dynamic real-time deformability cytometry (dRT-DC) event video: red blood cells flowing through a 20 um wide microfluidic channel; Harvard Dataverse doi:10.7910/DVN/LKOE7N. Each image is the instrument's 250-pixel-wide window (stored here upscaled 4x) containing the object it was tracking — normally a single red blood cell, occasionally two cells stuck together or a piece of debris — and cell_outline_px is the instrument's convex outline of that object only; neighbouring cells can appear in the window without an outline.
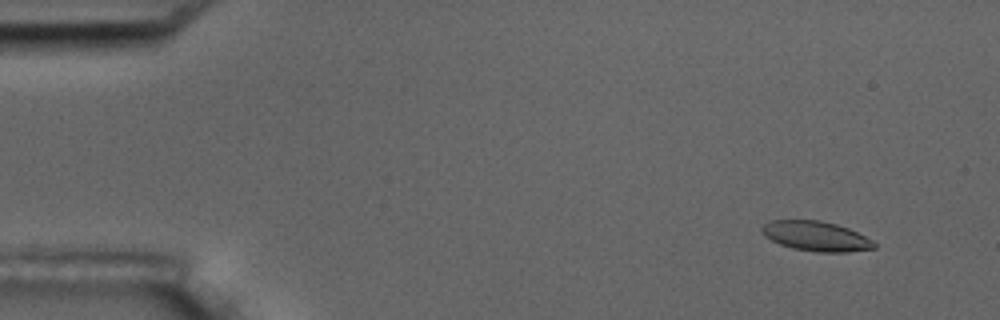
{"species": "common noctule bat (a hibernating species)", "species_latin": "Nyctalus noctula", "temperature_condition": "room temperature", "stored_images_in_passage": 17, "camera_frame_rate_fps": 3000, "um_per_image_px": 0.085, "animal": {"sex": "male", "body_mass_g": 17.5, "forearm_length_mm": 52.3}, "frame": {"image": 1, "passage_image": 2, "time_ms": 1.0, "image_size_px": [1000, 320], "cell_outline_px": [[876, 248], [848, 252], [816, 252], [792, 248], [780, 244], [764, 236], [760, 232], [760, 228], [764, 224], [772, 220], [820, 220], [836, 224], [848, 228], [872, 240], [876, 244]], "centroid_in_image_um": [69.34, 20.07], "position_along_channel_um": 15.7, "area_um2": 19.54}}
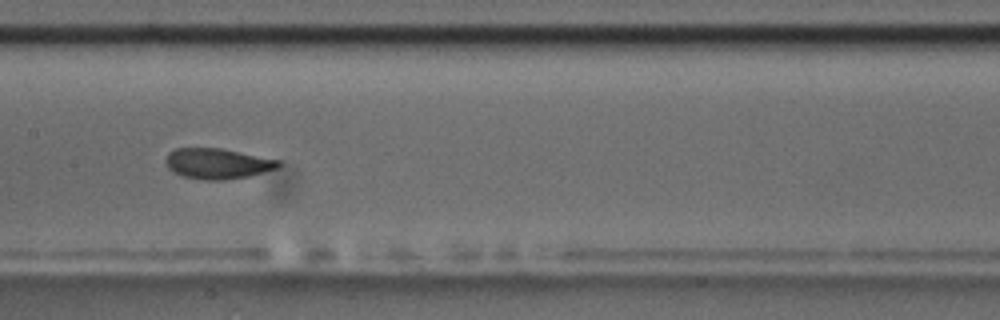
{"frame": {"image": 2, "passage_image": 9, "time_ms": 9.0, "image_size_px": [1000, 320], "cell_outline_px": [[284, 164], [276, 168], [248, 176], [220, 180], [204, 180], [184, 176], [172, 172], [168, 168], [164, 160], [168, 152], [176, 148], [220, 148], [280, 160]], "centroid_in_image_um": [18.45, 13.9], "position_along_channel_um": 188.9, "area_um2": 20.0}}
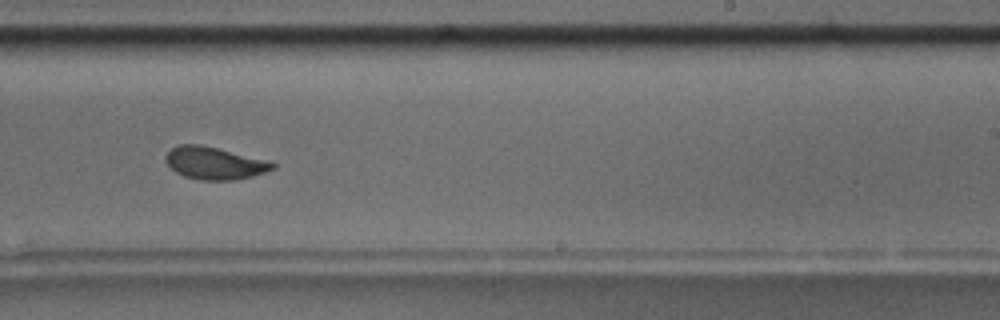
{"frame": {"image": 3, "passage_image": 11, "time_ms": 11.333, "image_size_px": [1000, 320], "cell_outline_px": [[276, 168], [252, 176], [236, 180], [200, 180], [184, 176], [176, 172], [164, 160], [164, 156], [172, 148], [180, 144], [200, 144], [272, 160], [276, 164]], "centroid_in_image_um": [18.28, 13.86], "position_along_channel_um": 270.7, "area_um2": 20.46}, "authors_computed_cell_mechanics": {"area_um2": 19.9988, "velocity_mm_per_s": 3.5255, "shape_relaxation_time_tau1_ms": 2.6095, "shape_relaxation_time_tau2_ms": 1.1857, "deformation_change_tau1": 0.1297, "deformation_change_tau2": 0.0686}}